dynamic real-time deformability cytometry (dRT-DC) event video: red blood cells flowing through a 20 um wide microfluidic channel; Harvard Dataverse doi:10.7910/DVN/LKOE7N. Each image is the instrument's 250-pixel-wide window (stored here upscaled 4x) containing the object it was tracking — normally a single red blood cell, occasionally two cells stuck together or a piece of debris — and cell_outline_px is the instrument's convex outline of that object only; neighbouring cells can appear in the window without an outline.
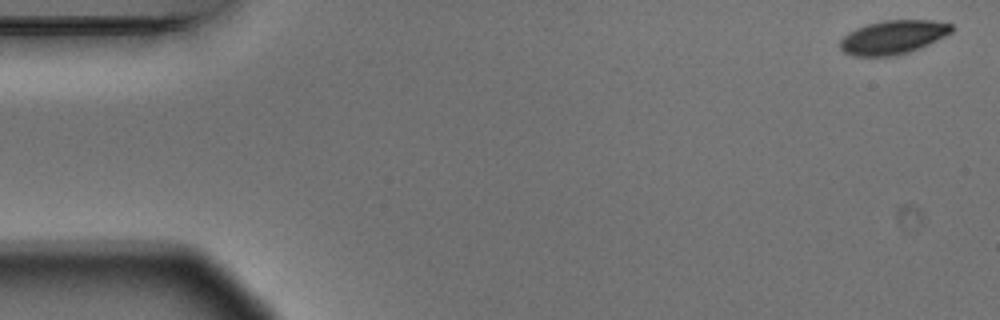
{"species": "Egyptian fruit bat (a non-hibernating species)", "species_latin": "Rousettus aegyptiacus", "temperature_condition": "warm", "stored_images_in_passage": 4, "camera_frame_rate_fps": 3000, "um_per_image_px": 0.085, "animal": {"sex": "male"}, "frame": {"image": 1, "passage_image": 1, "time_ms": 0.0, "image_size_px": [1000, 320], "cell_outline_px": [[956, 28], [952, 32], [928, 44], [908, 52], [892, 56], [852, 56], [844, 52], [840, 48], [840, 40], [848, 32], [856, 28], [868, 24], [884, 20], [932, 20], [952, 24]], "centroid_in_image_um": [75.91, 3.15], "position_along_channel_um": 9.1, "area_um2": 21.91}}
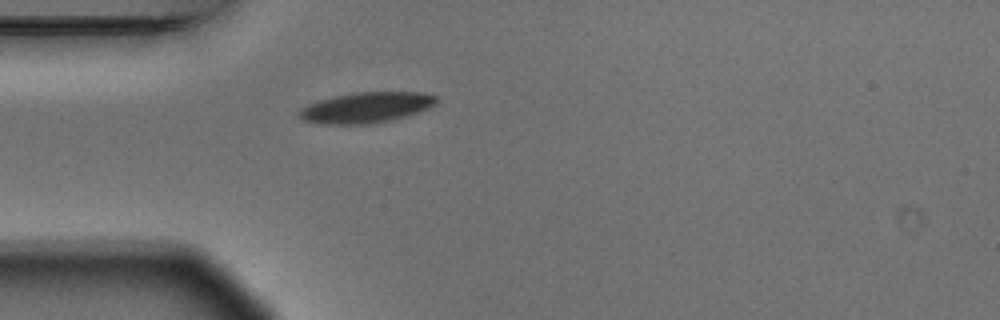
{"frame": {"image": 2, "passage_image": 4, "time_ms": 1.0, "image_size_px": [1000, 320], "cell_outline_px": [[436, 104], [428, 108], [392, 120], [376, 124], [324, 124], [304, 120], [300, 116], [300, 108], [308, 104], [320, 100], [352, 92], [424, 92], [436, 96]], "centroid_in_image_um": [31.14, 9.14], "position_along_channel_um": 53.9, "area_um2": 24.33}}